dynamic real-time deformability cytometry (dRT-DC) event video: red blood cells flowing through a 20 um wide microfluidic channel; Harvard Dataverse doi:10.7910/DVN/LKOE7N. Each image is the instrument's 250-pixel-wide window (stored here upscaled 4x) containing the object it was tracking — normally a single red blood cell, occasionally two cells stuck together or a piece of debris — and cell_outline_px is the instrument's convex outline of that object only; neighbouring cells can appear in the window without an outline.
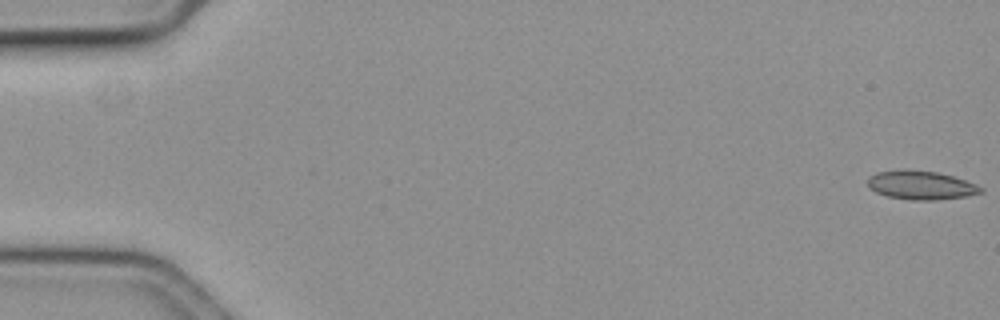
{"species": "common noctule bat (a hibernating species)", "species_latin": "Nyctalus noctula", "temperature_condition": "cold", "stored_images_in_passage": 14, "camera_frame_rate_fps": 3000, "um_per_image_px": 0.085, "animal": {"sex": "female", "body_mass_g": 19.3, "forearm_length_mm": 54.1}, "frame": {"image": 1, "passage_image": 1, "time_ms": 0.0, "image_size_px": [1000, 320], "cell_outline_px": [[984, 192], [964, 196], [936, 200], [912, 200], [888, 196], [876, 192], [868, 188], [868, 176], [876, 172], [904, 168], [936, 172], [952, 176], [964, 180], [984, 188]], "centroid_in_image_um": [78.23, 15.72], "position_along_channel_um": 6.8, "area_um2": 19.02}}
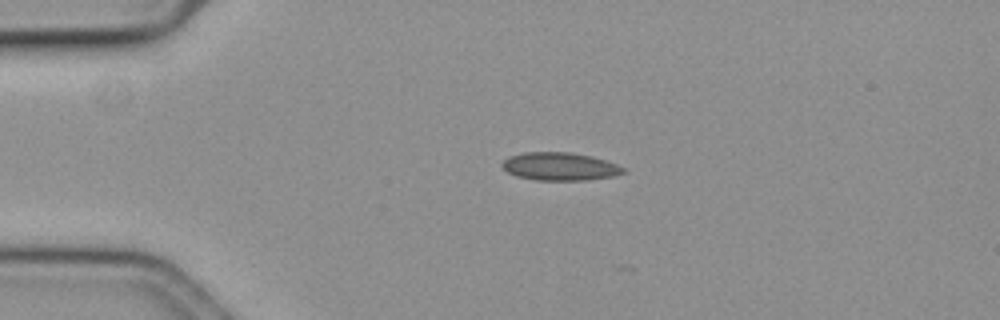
{"frame": {"image": 2, "passage_image": 14, "time_ms": 4.333, "image_size_px": [1000, 320], "cell_outline_px": [[628, 172], [612, 176], [588, 180], [536, 180], [516, 176], [508, 172], [500, 164], [508, 156], [524, 152], [572, 152], [592, 156], [616, 164], [624, 168]], "centroid_in_image_um": [47.58, 14.14], "position_along_channel_um": 37.4, "area_um2": 19.83}}